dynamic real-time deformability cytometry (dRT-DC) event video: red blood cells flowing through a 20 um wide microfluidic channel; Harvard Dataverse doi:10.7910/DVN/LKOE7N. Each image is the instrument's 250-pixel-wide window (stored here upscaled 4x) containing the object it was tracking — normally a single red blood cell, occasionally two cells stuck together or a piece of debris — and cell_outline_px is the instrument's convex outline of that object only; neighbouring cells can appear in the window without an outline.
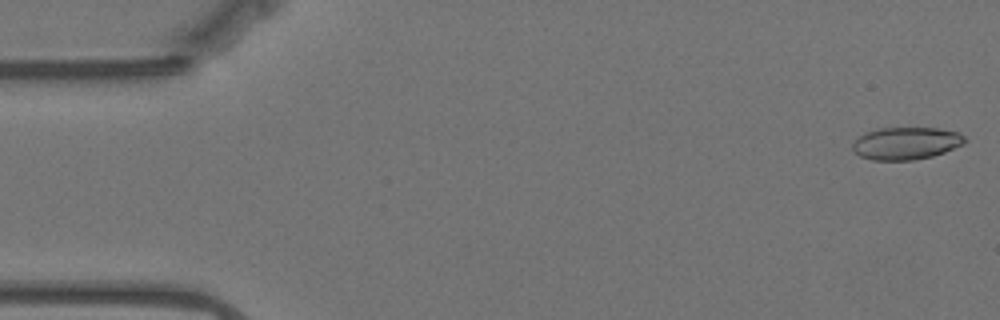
{"species": "Egyptian fruit bat (a non-hibernating species)", "species_latin": "Rousettus aegyptiacus", "temperature_condition": "warm", "stored_images_in_passage": 57, "camera_frame_rate_fps": 3000, "um_per_image_px": 0.085, "animal": {"sex": "female"}, "frame": {"image": 1, "passage_image": 1, "time_ms": 0.0, "image_size_px": [1000, 320], "cell_outline_px": [[968, 140], [964, 144], [944, 152], [932, 156], [912, 160], [872, 160], [860, 156], [852, 148], [852, 144], [864, 132], [880, 128], [940, 128], [960, 132]], "centroid_in_image_um": [77.05, 12.17], "position_along_channel_um": 8.0, "area_um2": 21.27}}
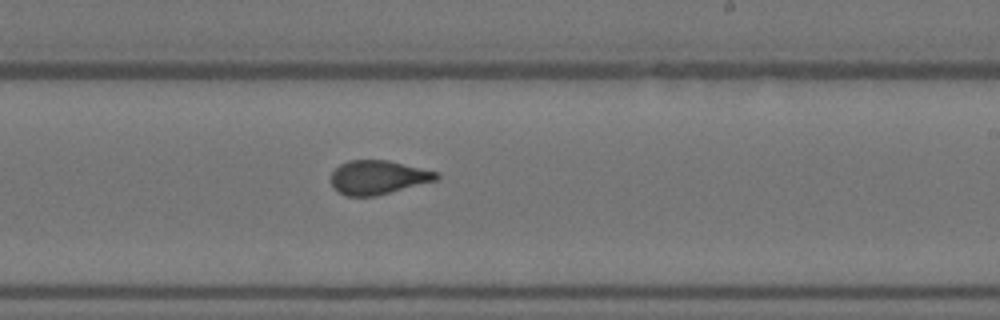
{"frame": {"image": 2, "passage_image": 33, "time_ms": 10.667, "image_size_px": [1000, 320], "cell_outline_px": [[440, 176], [436, 180], [376, 196], [348, 196], [332, 188], [332, 172], [340, 164], [348, 160], [388, 160], [440, 172]], "centroid_in_image_um": [32.14, 15.07], "position_along_channel_um": 256.9, "area_um2": 20.81}}
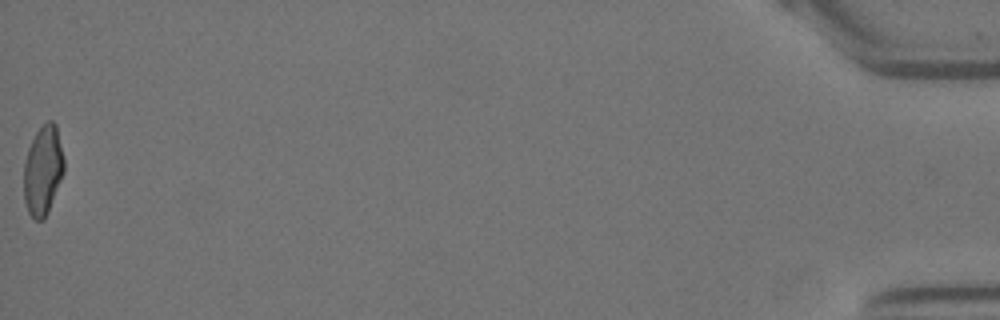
{"frame": {"image": 3, "passage_image": 57, "time_ms": 18.667, "image_size_px": [1000, 320], "cell_outline_px": [[64, 172], [48, 212], [44, 220], [36, 220], [28, 212], [24, 200], [24, 160], [28, 148], [36, 132], [48, 120], [52, 120], [56, 124], [64, 160]], "centroid_in_image_um": [3.65, 14.49], "position_along_channel_um": 431.6, "area_um2": 20.92}, "authors_computed_cell_mechanics": {"area_um2": 20.9814, "velocity_mm_per_s": 3.4978, "shape_relaxation_time_tau1_ms": 5.6863, "shape_relaxation_time_tau2_ms": 1.0779, "deformation_change_tau1": 0.1703, "deformation_change_tau2": 0.0656}}